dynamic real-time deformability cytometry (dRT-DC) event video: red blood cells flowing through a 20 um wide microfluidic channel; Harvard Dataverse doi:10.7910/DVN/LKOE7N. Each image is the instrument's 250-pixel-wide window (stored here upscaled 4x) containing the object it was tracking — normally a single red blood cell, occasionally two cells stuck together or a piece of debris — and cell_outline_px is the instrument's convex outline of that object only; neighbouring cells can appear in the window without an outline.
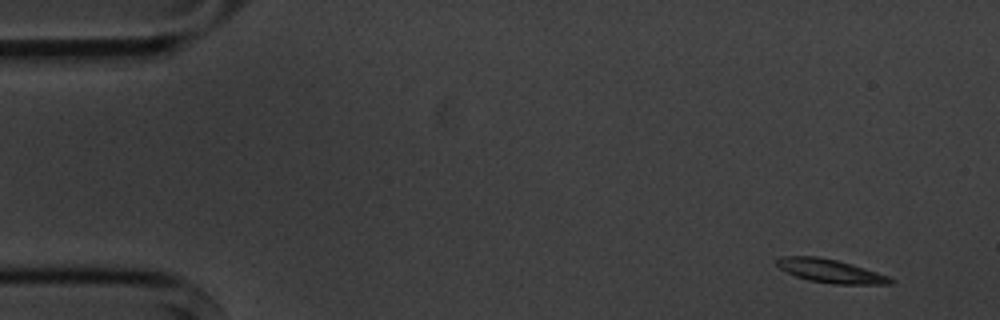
{"species": "common noctule bat (a hibernating species)", "species_latin": "Nyctalus noctula", "temperature_condition": "cold", "stored_images_in_passage": 12, "camera_frame_rate_fps": 3000, "um_per_image_px": 0.085, "animal": {"sex": "male", "body_mass_g": 20.1, "forearm_length_mm": 53.5}, "frame": {"image": 1, "passage_image": 1, "time_ms": 0.0, "image_size_px": [1000, 320], "cell_outline_px": [[896, 280], [892, 284], [836, 284], [808, 280], [796, 276], [780, 268], [776, 264], [776, 260], [780, 256], [820, 256], [852, 264], [888, 276]], "centroid_in_image_um": [70.59, 23.03], "position_along_channel_um": 14.4, "area_um2": 15.49}}
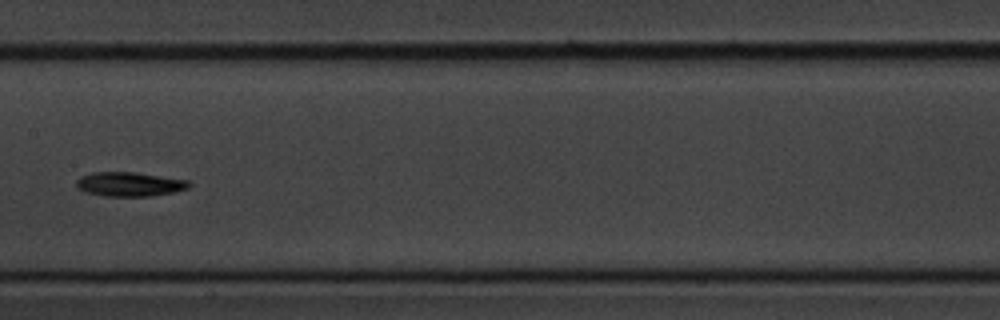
{"frame": {"image": 2, "passage_image": 7, "time_ms": 8.0, "image_size_px": [1000, 320], "cell_outline_px": [[192, 184], [188, 188], [176, 192], [148, 196], [104, 196], [88, 192], [76, 188], [76, 180], [92, 172], [136, 172], [188, 180]], "centroid_in_image_um": [11.04, 15.65], "position_along_channel_um": 196.4, "area_um2": 15.9}}
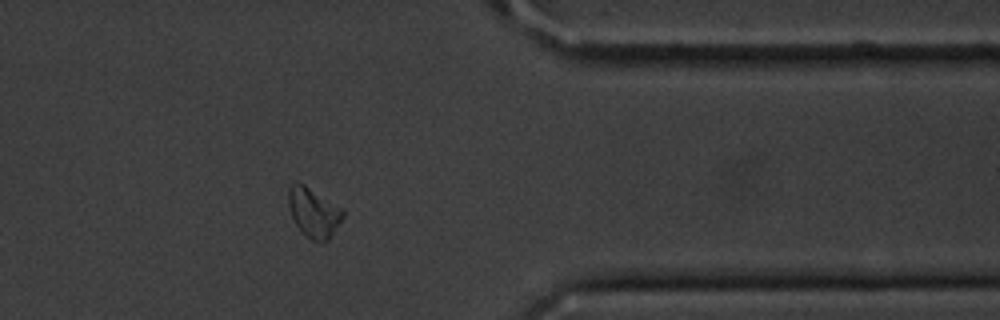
{"frame": {"image": 3, "passage_image": 12, "time_ms": 13.667, "image_size_px": [1000, 320], "cell_outline_px": [[344, 216], [328, 240], [312, 240], [296, 224], [292, 216], [288, 204], [288, 188], [296, 180], [304, 184], [344, 208]], "centroid_in_image_um": [26.67, 18.0], "position_along_channel_um": 384.7, "area_um2": 15.55}, "authors_computed_cell_mechanics": {"area_um2": 15.4615, "velocity_mm_per_s": 3.5703, "shape_relaxation_time_tau1_ms": 1.1615, "shape_relaxation_time_tau2_ms": null, "deformation_change_tau1": 0.0675, "deformation_change_tau2": null}}